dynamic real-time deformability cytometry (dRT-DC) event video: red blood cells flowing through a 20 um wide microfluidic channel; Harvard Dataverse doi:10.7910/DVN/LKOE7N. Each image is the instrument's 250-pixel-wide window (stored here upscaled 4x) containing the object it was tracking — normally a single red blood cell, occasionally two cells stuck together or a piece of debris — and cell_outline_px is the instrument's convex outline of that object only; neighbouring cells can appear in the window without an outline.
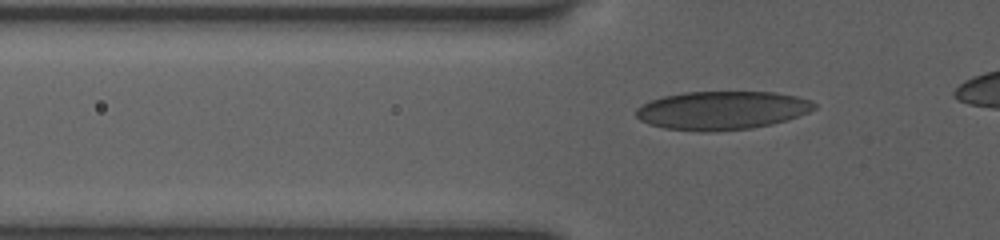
{"species": "human", "species_latin": "Homo sapiens", "temperature_condition": "room temperature", "stored_images_in_passage": 35, "camera_frame_rate_fps": 3000, "um_per_image_px": 0.085, "donor": {"sex": "female"}, "frame": {"image": 1, "passage_image": 6, "time_ms": 1.667, "image_size_px": [1000, 240], "cell_outline_px": [[816, 108], [808, 112], [772, 124], [752, 128], [712, 132], [700, 132], [664, 128], [648, 124], [640, 120], [636, 116], [636, 108], [652, 100], [664, 96], [684, 92], [776, 92], [796, 96], [812, 100], [816, 104]], "centroid_in_image_um": [61.36, 9.39], "position_along_channel_um": 64.4, "area_um2": 40.0}}
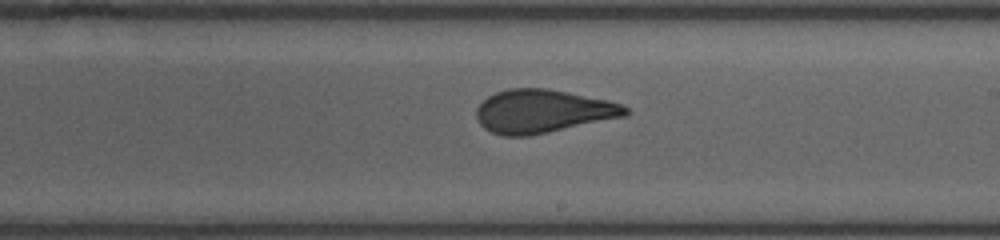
{"frame": {"image": 2, "passage_image": 20, "time_ms": 6.333, "image_size_px": [1000, 240], "cell_outline_px": [[628, 116], [528, 136], [504, 136], [492, 132], [484, 128], [480, 124], [476, 116], [476, 108], [488, 96], [496, 92], [508, 88], [544, 88], [568, 92], [608, 100], [620, 104], [628, 108]], "centroid_in_image_um": [46.13, 9.46], "position_along_channel_um": 242.9, "area_um2": 37.57}}
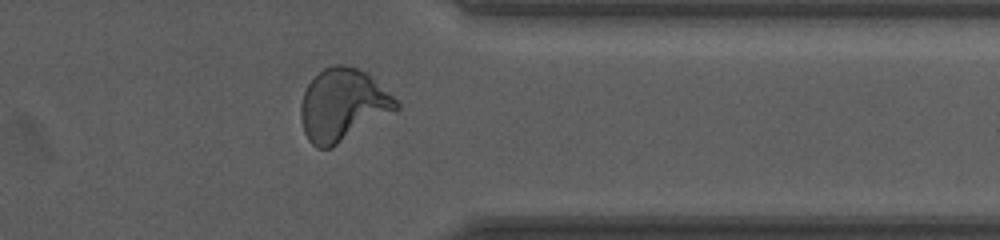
{"frame": {"image": 3, "passage_image": 31, "time_ms": 10.0, "image_size_px": [1000, 240], "cell_outline_px": [[400, 108], [396, 112], [332, 148], [316, 148], [308, 140], [304, 132], [300, 116], [300, 104], [304, 92], [308, 84], [324, 68], [332, 64], [344, 64], [356, 68], [364, 72], [392, 96], [400, 104]], "centroid_in_image_um": [29.13, 8.96], "position_along_channel_um": 382.3, "area_um2": 40.17}}